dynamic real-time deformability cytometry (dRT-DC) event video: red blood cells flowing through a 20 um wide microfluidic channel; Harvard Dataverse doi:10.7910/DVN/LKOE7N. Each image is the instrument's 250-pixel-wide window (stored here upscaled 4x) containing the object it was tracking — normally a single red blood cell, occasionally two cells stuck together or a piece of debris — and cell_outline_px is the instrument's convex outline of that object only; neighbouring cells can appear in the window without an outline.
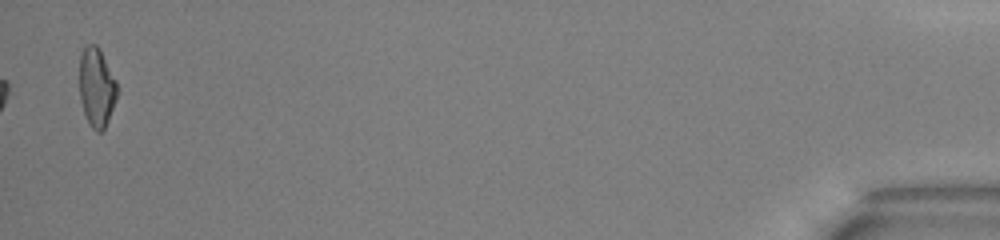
{"species": "common noctule bat (a hibernating species)", "species_latin": "Nyctalus noctula", "temperature_condition": "warm", "stored_images_in_passage": 37, "camera_frame_rate_fps": 3000, "um_per_image_px": 0.085, "animal": {"sex": "male", "body_mass_g": 13.0, "forearm_length_mm": 53.1}, "frame": {"image": 1, "passage_image": 37, "time_ms": 12.0, "image_size_px": [1000, 240], "cell_outline_px": [[116, 100], [104, 128], [100, 132], [96, 132], [88, 124], [80, 100], [80, 56], [84, 48], [88, 44], [96, 44], [100, 48], [116, 80]], "centroid_in_image_um": [8.2, 7.41], "position_along_channel_um": 427.0, "area_um2": 17.22}, "authors_computed_cell_mechanics": {"area_um2": 17.7446, "velocity_mm_per_s": 4.0011, "shape_relaxation_time_tau1_ms": 5.0619, "shape_relaxation_time_tau2_ms": 3.7159, "deformation_change_tau1": 0.1952, "deformation_change_tau2": 0.1177}}